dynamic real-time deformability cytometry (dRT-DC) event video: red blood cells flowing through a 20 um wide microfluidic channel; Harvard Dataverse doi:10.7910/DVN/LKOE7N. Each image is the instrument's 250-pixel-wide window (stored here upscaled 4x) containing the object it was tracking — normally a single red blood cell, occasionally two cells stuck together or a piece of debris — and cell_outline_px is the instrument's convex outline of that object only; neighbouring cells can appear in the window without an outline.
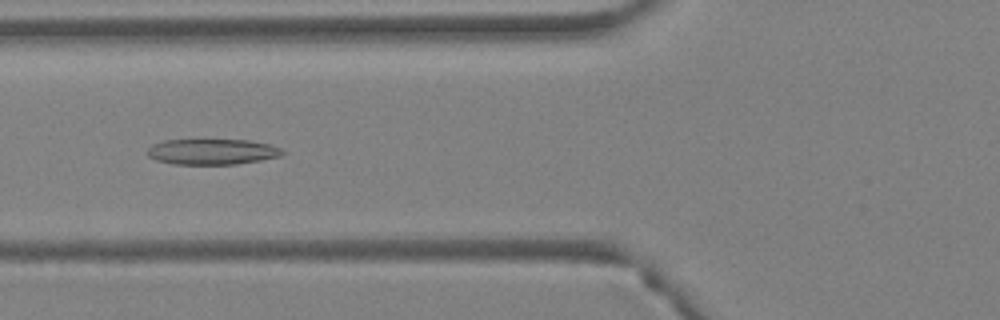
{"species": "Egyptian fruit bat (a non-hibernating species)", "species_latin": "Rousettus aegyptiacus", "temperature_condition": "warm", "stored_images_in_passage": 40, "segment_of_instrument_passage": [1, 2], "camera_frame_rate_fps": 3000, "um_per_image_px": 0.085, "animal": {"sex": "female"}, "frame": {"image": 1, "passage_image": 16, "time_ms": 5.0, "image_size_px": [1000, 320], "cell_outline_px": [[284, 152], [280, 156], [260, 160], [236, 164], [172, 164], [156, 160], [148, 156], [148, 148], [152, 144], [164, 140], [248, 140], [272, 144], [280, 148]], "centroid_in_image_um": [18.03, 12.89], "position_along_channel_um": 107.8, "area_um2": 20.17}}
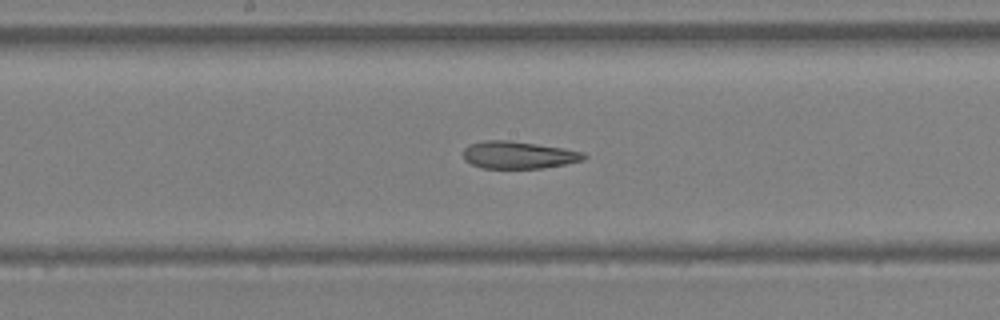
{"frame": {"image": 2, "passage_image": 22, "time_ms": 7.0, "image_size_px": [1000, 320], "cell_outline_px": [[588, 156], [584, 160], [544, 168], [484, 168], [472, 164], [464, 160], [464, 148], [468, 144], [484, 140], [508, 140], [564, 148], [584, 152]], "centroid_in_image_um": [44.08, 13.17], "position_along_channel_um": 204.1, "area_um2": 19.25}}
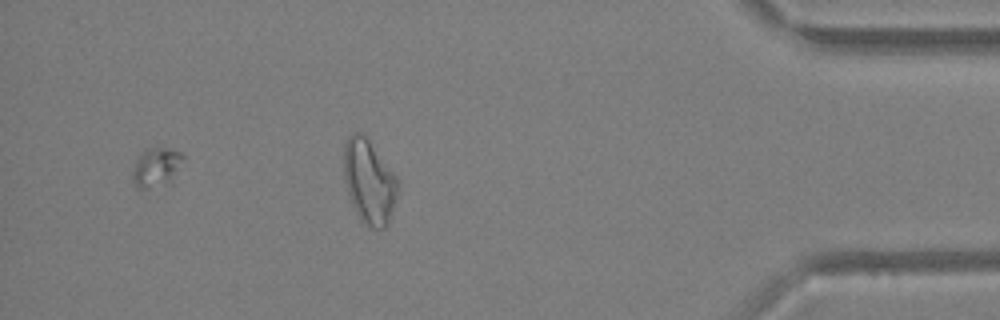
{"frame": {"image": 3, "passage_image": 37, "time_ms": 12.0, "image_size_px": [1000, 320], "cell_outline_px": [[184, 160], [172, 184], [148, 188], [136, 188], [132, 184], [132, 168], [140, 152], [148, 148], [168, 148], [180, 152], [184, 156]], "centroid_in_image_um": [13.29, 14.25], "position_along_channel_um": 421.9, "area_um2": 12.08}}